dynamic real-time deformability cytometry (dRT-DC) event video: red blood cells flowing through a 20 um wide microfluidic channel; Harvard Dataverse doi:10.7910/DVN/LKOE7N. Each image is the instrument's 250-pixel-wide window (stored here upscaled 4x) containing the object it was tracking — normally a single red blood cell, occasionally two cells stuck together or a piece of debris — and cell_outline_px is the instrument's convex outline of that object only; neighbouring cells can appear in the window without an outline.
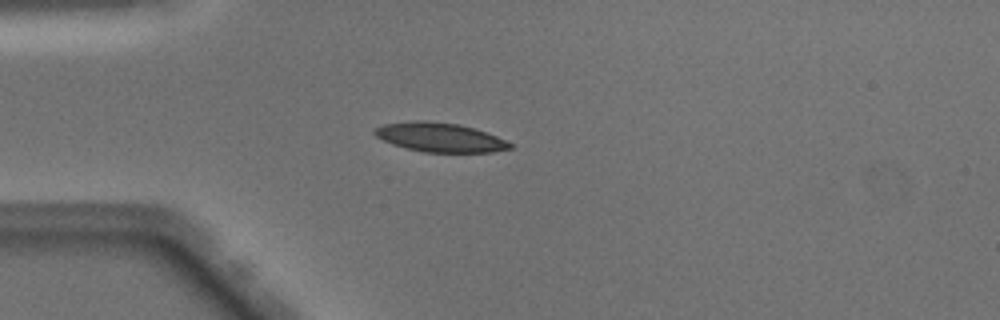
{"species": "Egyptian fruit bat (a non-hibernating species)", "species_latin": "Rousettus aegyptiacus", "temperature_condition": "warm", "stored_images_in_passage": 49, "camera_frame_rate_fps": 3000, "um_per_image_px": 0.085, "animal": {"sex": "male"}, "frame": {"image": 1, "passage_image": 13, "time_ms": 4.0, "image_size_px": [1000, 320], "cell_outline_px": [[512, 148], [492, 152], [424, 152], [404, 148], [392, 144], [376, 136], [372, 132], [376, 128], [384, 124], [416, 120], [424, 120], [460, 124], [496, 136], [512, 144]], "centroid_in_image_um": [37.36, 11.67], "position_along_channel_um": 47.6, "area_um2": 22.83}}
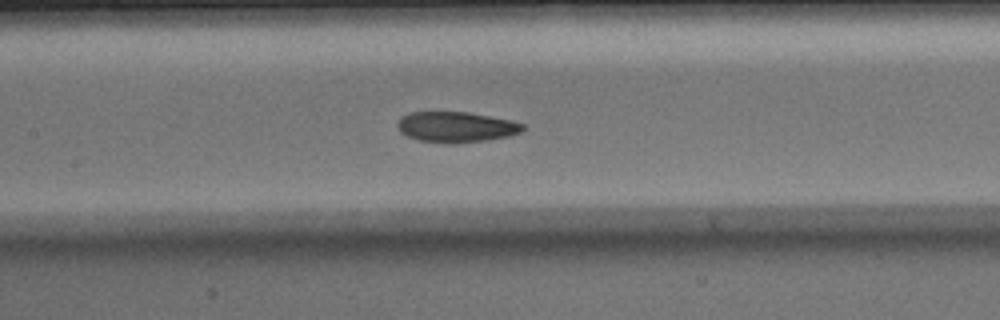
{"frame": {"image": 2, "passage_image": 23, "time_ms": 7.333, "image_size_px": [1000, 320], "cell_outline_px": [[524, 128], [520, 132], [508, 136], [488, 140], [452, 144], [416, 140], [400, 132], [396, 124], [400, 116], [408, 112], [468, 112], [512, 120], [524, 124]], "centroid_in_image_um": [38.73, 10.79], "position_along_channel_um": 168.7, "area_um2": 22.54}}
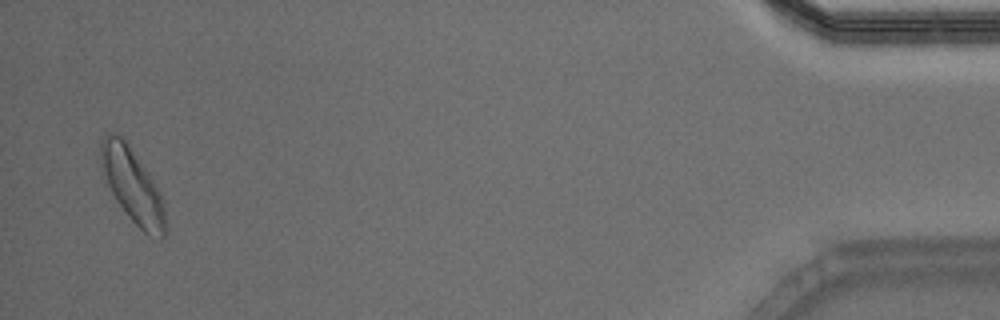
{"frame": {"image": 3, "passage_image": 48, "time_ms": 15.667, "image_size_px": [1000, 320], "cell_outline_px": [[168, 228], [164, 236], [160, 240], [148, 236], [128, 216], [116, 200], [100, 176], [100, 140], [108, 132], [116, 132], [128, 144], [148, 172], [160, 192], [164, 208]], "centroid_in_image_um": [11.23, 15.78], "position_along_channel_um": 424.0, "area_um2": 28.5}, "authors_computed_cell_mechanics": {"area_um2": 22.6576, "velocity_mm_per_s": 4.0637, "shape_relaxation_time_tau1_ms": 4.1558, "shape_relaxation_time_tau2_ms": 2.3555, "deformation_change_tau1": 0.1369, "deformation_change_tau2": 0.0857}}